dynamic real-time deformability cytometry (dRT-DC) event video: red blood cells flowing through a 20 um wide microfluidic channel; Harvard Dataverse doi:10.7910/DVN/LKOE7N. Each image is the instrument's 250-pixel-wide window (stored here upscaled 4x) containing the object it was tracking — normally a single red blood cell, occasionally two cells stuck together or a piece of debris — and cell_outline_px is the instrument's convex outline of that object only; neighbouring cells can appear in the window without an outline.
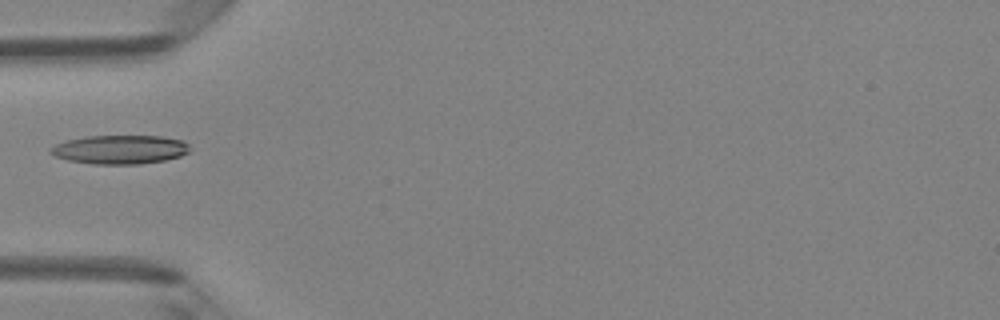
{"species": "Egyptian fruit bat (a non-hibernating species)", "species_latin": "Rousettus aegyptiacus", "temperature_condition": "room temperature", "stored_images_in_passage": 33, "camera_frame_rate_fps": 3000, "um_per_image_px": 0.085, "animal": {"sex": "female"}, "frame": {"image": 1, "passage_image": 1, "time_ms": 0.0, "image_size_px": [1000, 320], "cell_outline_px": [[188, 152], [180, 156], [164, 160], [140, 164], [92, 164], [68, 160], [56, 156], [48, 152], [48, 148], [56, 144], [68, 140], [84, 136], [160, 136], [184, 140], [188, 144]], "centroid_in_image_um": [10.17, 12.71], "position_along_channel_um": 74.8, "area_um2": 23.41}}
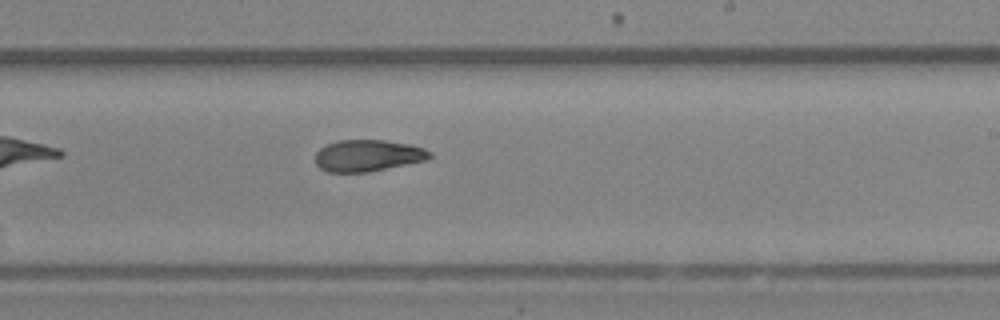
{"frame": {"image": 2, "passage_image": 14, "time_ms": 4.333, "image_size_px": [1000, 320], "cell_outline_px": [[432, 156], [424, 160], [368, 172], [328, 172], [320, 168], [316, 164], [316, 152], [320, 148], [336, 140], [384, 140], [408, 144], [424, 148], [432, 152]], "centroid_in_image_um": [31.24, 13.22], "position_along_channel_um": 257.8, "area_um2": 20.92}}
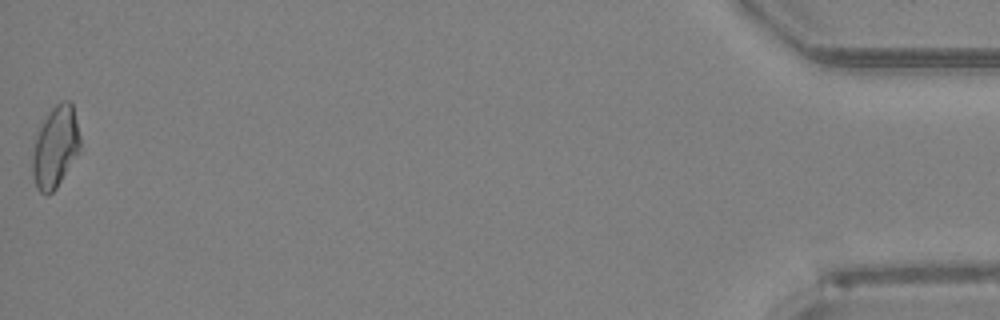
{"frame": {"image": 3, "passage_image": 33, "time_ms": 10.667, "image_size_px": [1000, 320], "cell_outline_px": [[80, 152], [56, 188], [52, 192], [40, 192], [36, 188], [32, 172], [32, 156], [36, 136], [48, 112], [56, 104], [64, 100], [68, 100], [72, 104], [80, 136]], "centroid_in_image_um": [4.71, 12.49], "position_along_channel_um": 430.5, "area_um2": 22.43}}